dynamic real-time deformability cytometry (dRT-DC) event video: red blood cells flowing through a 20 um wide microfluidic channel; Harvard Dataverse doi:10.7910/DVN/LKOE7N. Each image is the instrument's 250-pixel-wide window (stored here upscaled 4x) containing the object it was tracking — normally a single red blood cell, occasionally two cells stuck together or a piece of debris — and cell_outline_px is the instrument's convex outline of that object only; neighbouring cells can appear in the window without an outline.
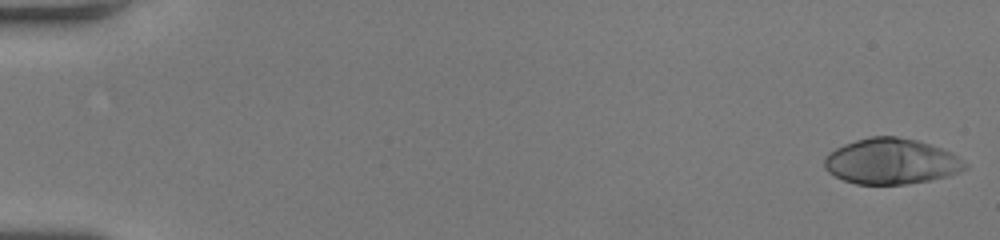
{"species": "human", "species_latin": "Homo sapiens", "temperature_condition": "room temperature", "stored_images_in_passage": 14, "camera_frame_rate_fps": 3000, "um_per_image_px": 0.085, "donor": {"sex": "female"}, "frame": {"image": 1, "passage_image": 1, "time_ms": 0.0, "image_size_px": [1000, 240], "cell_outline_px": [[968, 168], [948, 176], [928, 180], [904, 184], [856, 184], [844, 180], [828, 172], [824, 168], [824, 160], [836, 148], [844, 144], [856, 140], [872, 136], [896, 136], [916, 140], [952, 152], [968, 164]], "centroid_in_image_um": [75.77, 13.72], "position_along_channel_um": 9.2, "area_um2": 37.17}}